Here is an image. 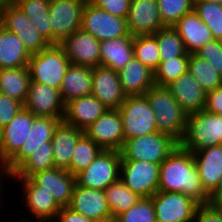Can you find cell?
<instances>
[{"instance_id": "obj_1", "label": "cell", "mask_w": 222, "mask_h": 222, "mask_svg": "<svg viewBox=\"0 0 222 222\" xmlns=\"http://www.w3.org/2000/svg\"><path fill=\"white\" fill-rule=\"evenodd\" d=\"M159 191L182 193L199 205L211 203L201 185L193 153L180 145L160 164Z\"/></svg>"}, {"instance_id": "obj_2", "label": "cell", "mask_w": 222, "mask_h": 222, "mask_svg": "<svg viewBox=\"0 0 222 222\" xmlns=\"http://www.w3.org/2000/svg\"><path fill=\"white\" fill-rule=\"evenodd\" d=\"M144 95L155 115L158 132L180 142L186 130L187 112L178 104L167 87L154 85Z\"/></svg>"}, {"instance_id": "obj_3", "label": "cell", "mask_w": 222, "mask_h": 222, "mask_svg": "<svg viewBox=\"0 0 222 222\" xmlns=\"http://www.w3.org/2000/svg\"><path fill=\"white\" fill-rule=\"evenodd\" d=\"M222 144V115L200 110L188 114L186 130L179 145L194 153Z\"/></svg>"}, {"instance_id": "obj_4", "label": "cell", "mask_w": 222, "mask_h": 222, "mask_svg": "<svg viewBox=\"0 0 222 222\" xmlns=\"http://www.w3.org/2000/svg\"><path fill=\"white\" fill-rule=\"evenodd\" d=\"M70 64L71 62L60 45H50L30 57L28 68L31 81L60 89Z\"/></svg>"}, {"instance_id": "obj_5", "label": "cell", "mask_w": 222, "mask_h": 222, "mask_svg": "<svg viewBox=\"0 0 222 222\" xmlns=\"http://www.w3.org/2000/svg\"><path fill=\"white\" fill-rule=\"evenodd\" d=\"M179 145L173 137L153 132L130 138L121 150V160H142L161 164Z\"/></svg>"}, {"instance_id": "obj_6", "label": "cell", "mask_w": 222, "mask_h": 222, "mask_svg": "<svg viewBox=\"0 0 222 222\" xmlns=\"http://www.w3.org/2000/svg\"><path fill=\"white\" fill-rule=\"evenodd\" d=\"M124 143L130 138L158 131L155 115L145 95L127 96L119 107Z\"/></svg>"}, {"instance_id": "obj_7", "label": "cell", "mask_w": 222, "mask_h": 222, "mask_svg": "<svg viewBox=\"0 0 222 222\" xmlns=\"http://www.w3.org/2000/svg\"><path fill=\"white\" fill-rule=\"evenodd\" d=\"M121 151L102 150L95 160L76 175V184L105 190L120 179Z\"/></svg>"}, {"instance_id": "obj_8", "label": "cell", "mask_w": 222, "mask_h": 222, "mask_svg": "<svg viewBox=\"0 0 222 222\" xmlns=\"http://www.w3.org/2000/svg\"><path fill=\"white\" fill-rule=\"evenodd\" d=\"M160 164L142 160H121L120 180L140 197L159 191Z\"/></svg>"}, {"instance_id": "obj_9", "label": "cell", "mask_w": 222, "mask_h": 222, "mask_svg": "<svg viewBox=\"0 0 222 222\" xmlns=\"http://www.w3.org/2000/svg\"><path fill=\"white\" fill-rule=\"evenodd\" d=\"M87 0H50L49 16L52 45H59L81 29L82 12Z\"/></svg>"}, {"instance_id": "obj_10", "label": "cell", "mask_w": 222, "mask_h": 222, "mask_svg": "<svg viewBox=\"0 0 222 222\" xmlns=\"http://www.w3.org/2000/svg\"><path fill=\"white\" fill-rule=\"evenodd\" d=\"M81 29L104 41L129 34L127 19L108 13L87 0L83 12Z\"/></svg>"}, {"instance_id": "obj_11", "label": "cell", "mask_w": 222, "mask_h": 222, "mask_svg": "<svg viewBox=\"0 0 222 222\" xmlns=\"http://www.w3.org/2000/svg\"><path fill=\"white\" fill-rule=\"evenodd\" d=\"M0 25L7 31L16 34L31 53L40 52L50 44L32 24V21L16 4L0 8Z\"/></svg>"}, {"instance_id": "obj_12", "label": "cell", "mask_w": 222, "mask_h": 222, "mask_svg": "<svg viewBox=\"0 0 222 222\" xmlns=\"http://www.w3.org/2000/svg\"><path fill=\"white\" fill-rule=\"evenodd\" d=\"M21 182L23 204L33 218H21V222H53L61 206L54 197L42 187L37 186L30 178H13ZM34 219V220H32ZM36 219V220H35Z\"/></svg>"}, {"instance_id": "obj_13", "label": "cell", "mask_w": 222, "mask_h": 222, "mask_svg": "<svg viewBox=\"0 0 222 222\" xmlns=\"http://www.w3.org/2000/svg\"><path fill=\"white\" fill-rule=\"evenodd\" d=\"M63 118L36 116L32 122L24 145L8 161V167L13 173L34 151L52 149V137L55 128Z\"/></svg>"}, {"instance_id": "obj_14", "label": "cell", "mask_w": 222, "mask_h": 222, "mask_svg": "<svg viewBox=\"0 0 222 222\" xmlns=\"http://www.w3.org/2000/svg\"><path fill=\"white\" fill-rule=\"evenodd\" d=\"M151 199L158 222H193L199 206L182 193L158 191Z\"/></svg>"}, {"instance_id": "obj_15", "label": "cell", "mask_w": 222, "mask_h": 222, "mask_svg": "<svg viewBox=\"0 0 222 222\" xmlns=\"http://www.w3.org/2000/svg\"><path fill=\"white\" fill-rule=\"evenodd\" d=\"M84 133L102 150L121 151L124 146L123 122L118 109H107Z\"/></svg>"}, {"instance_id": "obj_16", "label": "cell", "mask_w": 222, "mask_h": 222, "mask_svg": "<svg viewBox=\"0 0 222 222\" xmlns=\"http://www.w3.org/2000/svg\"><path fill=\"white\" fill-rule=\"evenodd\" d=\"M24 108L35 116L64 118L65 115L59 89L34 81H30Z\"/></svg>"}, {"instance_id": "obj_17", "label": "cell", "mask_w": 222, "mask_h": 222, "mask_svg": "<svg viewBox=\"0 0 222 222\" xmlns=\"http://www.w3.org/2000/svg\"><path fill=\"white\" fill-rule=\"evenodd\" d=\"M126 19L128 31L133 36L154 35L166 27L161 19L157 0H131Z\"/></svg>"}, {"instance_id": "obj_18", "label": "cell", "mask_w": 222, "mask_h": 222, "mask_svg": "<svg viewBox=\"0 0 222 222\" xmlns=\"http://www.w3.org/2000/svg\"><path fill=\"white\" fill-rule=\"evenodd\" d=\"M71 64L89 67L100 66V41L79 29L59 44Z\"/></svg>"}, {"instance_id": "obj_19", "label": "cell", "mask_w": 222, "mask_h": 222, "mask_svg": "<svg viewBox=\"0 0 222 222\" xmlns=\"http://www.w3.org/2000/svg\"><path fill=\"white\" fill-rule=\"evenodd\" d=\"M29 178L50 193L61 207L69 206L76 186V176L67 170L54 167L36 172Z\"/></svg>"}, {"instance_id": "obj_20", "label": "cell", "mask_w": 222, "mask_h": 222, "mask_svg": "<svg viewBox=\"0 0 222 222\" xmlns=\"http://www.w3.org/2000/svg\"><path fill=\"white\" fill-rule=\"evenodd\" d=\"M108 109H119L126 99L118 72L107 67H93L92 93Z\"/></svg>"}, {"instance_id": "obj_21", "label": "cell", "mask_w": 222, "mask_h": 222, "mask_svg": "<svg viewBox=\"0 0 222 222\" xmlns=\"http://www.w3.org/2000/svg\"><path fill=\"white\" fill-rule=\"evenodd\" d=\"M68 207L93 221L112 217L104 190L85 188L76 184Z\"/></svg>"}, {"instance_id": "obj_22", "label": "cell", "mask_w": 222, "mask_h": 222, "mask_svg": "<svg viewBox=\"0 0 222 222\" xmlns=\"http://www.w3.org/2000/svg\"><path fill=\"white\" fill-rule=\"evenodd\" d=\"M200 181L205 192L211 196L222 177V144L207 147L193 153Z\"/></svg>"}, {"instance_id": "obj_23", "label": "cell", "mask_w": 222, "mask_h": 222, "mask_svg": "<svg viewBox=\"0 0 222 222\" xmlns=\"http://www.w3.org/2000/svg\"><path fill=\"white\" fill-rule=\"evenodd\" d=\"M166 87L187 114L204 110L206 91L189 71Z\"/></svg>"}, {"instance_id": "obj_24", "label": "cell", "mask_w": 222, "mask_h": 222, "mask_svg": "<svg viewBox=\"0 0 222 222\" xmlns=\"http://www.w3.org/2000/svg\"><path fill=\"white\" fill-rule=\"evenodd\" d=\"M108 108L92 94L78 97L65 104L63 121L79 129H86L102 116Z\"/></svg>"}, {"instance_id": "obj_25", "label": "cell", "mask_w": 222, "mask_h": 222, "mask_svg": "<svg viewBox=\"0 0 222 222\" xmlns=\"http://www.w3.org/2000/svg\"><path fill=\"white\" fill-rule=\"evenodd\" d=\"M172 27L182 39L187 53H195L203 45L214 40L207 25L194 10L184 14Z\"/></svg>"}, {"instance_id": "obj_26", "label": "cell", "mask_w": 222, "mask_h": 222, "mask_svg": "<svg viewBox=\"0 0 222 222\" xmlns=\"http://www.w3.org/2000/svg\"><path fill=\"white\" fill-rule=\"evenodd\" d=\"M84 130L76 128L61 121L55 128L51 140L53 149V161L56 168L69 172L72 153Z\"/></svg>"}, {"instance_id": "obj_27", "label": "cell", "mask_w": 222, "mask_h": 222, "mask_svg": "<svg viewBox=\"0 0 222 222\" xmlns=\"http://www.w3.org/2000/svg\"><path fill=\"white\" fill-rule=\"evenodd\" d=\"M120 84L126 96L144 95L154 84V72L135 56L118 71Z\"/></svg>"}, {"instance_id": "obj_28", "label": "cell", "mask_w": 222, "mask_h": 222, "mask_svg": "<svg viewBox=\"0 0 222 222\" xmlns=\"http://www.w3.org/2000/svg\"><path fill=\"white\" fill-rule=\"evenodd\" d=\"M35 115L23 108L2 128L3 161H9L24 145Z\"/></svg>"}, {"instance_id": "obj_29", "label": "cell", "mask_w": 222, "mask_h": 222, "mask_svg": "<svg viewBox=\"0 0 222 222\" xmlns=\"http://www.w3.org/2000/svg\"><path fill=\"white\" fill-rule=\"evenodd\" d=\"M134 36L104 40L100 42V66L120 71L134 56Z\"/></svg>"}, {"instance_id": "obj_30", "label": "cell", "mask_w": 222, "mask_h": 222, "mask_svg": "<svg viewBox=\"0 0 222 222\" xmlns=\"http://www.w3.org/2000/svg\"><path fill=\"white\" fill-rule=\"evenodd\" d=\"M92 73V67L70 64L59 89L65 104L92 93Z\"/></svg>"}, {"instance_id": "obj_31", "label": "cell", "mask_w": 222, "mask_h": 222, "mask_svg": "<svg viewBox=\"0 0 222 222\" xmlns=\"http://www.w3.org/2000/svg\"><path fill=\"white\" fill-rule=\"evenodd\" d=\"M31 56L23 41L0 25V69L28 66Z\"/></svg>"}, {"instance_id": "obj_32", "label": "cell", "mask_w": 222, "mask_h": 222, "mask_svg": "<svg viewBox=\"0 0 222 222\" xmlns=\"http://www.w3.org/2000/svg\"><path fill=\"white\" fill-rule=\"evenodd\" d=\"M28 66L0 69V93L24 104L30 84Z\"/></svg>"}, {"instance_id": "obj_33", "label": "cell", "mask_w": 222, "mask_h": 222, "mask_svg": "<svg viewBox=\"0 0 222 222\" xmlns=\"http://www.w3.org/2000/svg\"><path fill=\"white\" fill-rule=\"evenodd\" d=\"M15 4L32 21L43 38L52 45L49 0H17Z\"/></svg>"}, {"instance_id": "obj_34", "label": "cell", "mask_w": 222, "mask_h": 222, "mask_svg": "<svg viewBox=\"0 0 222 222\" xmlns=\"http://www.w3.org/2000/svg\"><path fill=\"white\" fill-rule=\"evenodd\" d=\"M104 192L111 215L114 217L128 210L141 199L138 194L131 191L120 179L108 186Z\"/></svg>"}, {"instance_id": "obj_35", "label": "cell", "mask_w": 222, "mask_h": 222, "mask_svg": "<svg viewBox=\"0 0 222 222\" xmlns=\"http://www.w3.org/2000/svg\"><path fill=\"white\" fill-rule=\"evenodd\" d=\"M213 68L208 61L200 58L195 53L189 54L188 71L206 92L222 86V76Z\"/></svg>"}, {"instance_id": "obj_36", "label": "cell", "mask_w": 222, "mask_h": 222, "mask_svg": "<svg viewBox=\"0 0 222 222\" xmlns=\"http://www.w3.org/2000/svg\"><path fill=\"white\" fill-rule=\"evenodd\" d=\"M102 149L85 133L79 138L69 166V172L76 176L86 169L98 156Z\"/></svg>"}, {"instance_id": "obj_37", "label": "cell", "mask_w": 222, "mask_h": 222, "mask_svg": "<svg viewBox=\"0 0 222 222\" xmlns=\"http://www.w3.org/2000/svg\"><path fill=\"white\" fill-rule=\"evenodd\" d=\"M154 36L157 38L161 61L182 57L187 53L182 39L172 26L160 29Z\"/></svg>"}, {"instance_id": "obj_38", "label": "cell", "mask_w": 222, "mask_h": 222, "mask_svg": "<svg viewBox=\"0 0 222 222\" xmlns=\"http://www.w3.org/2000/svg\"><path fill=\"white\" fill-rule=\"evenodd\" d=\"M189 54L171 60L161 61L158 68L154 71V84L166 87L175 81L182 74L188 72Z\"/></svg>"}, {"instance_id": "obj_39", "label": "cell", "mask_w": 222, "mask_h": 222, "mask_svg": "<svg viewBox=\"0 0 222 222\" xmlns=\"http://www.w3.org/2000/svg\"><path fill=\"white\" fill-rule=\"evenodd\" d=\"M133 47L134 56L154 72L161 62L157 38L154 35L134 36Z\"/></svg>"}, {"instance_id": "obj_40", "label": "cell", "mask_w": 222, "mask_h": 222, "mask_svg": "<svg viewBox=\"0 0 222 222\" xmlns=\"http://www.w3.org/2000/svg\"><path fill=\"white\" fill-rule=\"evenodd\" d=\"M53 149L34 151L14 172L13 178H29L36 172L54 168Z\"/></svg>"}, {"instance_id": "obj_41", "label": "cell", "mask_w": 222, "mask_h": 222, "mask_svg": "<svg viewBox=\"0 0 222 222\" xmlns=\"http://www.w3.org/2000/svg\"><path fill=\"white\" fill-rule=\"evenodd\" d=\"M193 10L207 25L216 40H222V4L194 1Z\"/></svg>"}, {"instance_id": "obj_42", "label": "cell", "mask_w": 222, "mask_h": 222, "mask_svg": "<svg viewBox=\"0 0 222 222\" xmlns=\"http://www.w3.org/2000/svg\"><path fill=\"white\" fill-rule=\"evenodd\" d=\"M157 3L163 24L170 27L194 7V0H157Z\"/></svg>"}, {"instance_id": "obj_43", "label": "cell", "mask_w": 222, "mask_h": 222, "mask_svg": "<svg viewBox=\"0 0 222 222\" xmlns=\"http://www.w3.org/2000/svg\"><path fill=\"white\" fill-rule=\"evenodd\" d=\"M119 222H155L156 213L151 197L141 199L117 216Z\"/></svg>"}, {"instance_id": "obj_44", "label": "cell", "mask_w": 222, "mask_h": 222, "mask_svg": "<svg viewBox=\"0 0 222 222\" xmlns=\"http://www.w3.org/2000/svg\"><path fill=\"white\" fill-rule=\"evenodd\" d=\"M195 54L208 61L222 76V40L214 39L206 43Z\"/></svg>"}, {"instance_id": "obj_45", "label": "cell", "mask_w": 222, "mask_h": 222, "mask_svg": "<svg viewBox=\"0 0 222 222\" xmlns=\"http://www.w3.org/2000/svg\"><path fill=\"white\" fill-rule=\"evenodd\" d=\"M23 108L22 102L0 93V127L6 126Z\"/></svg>"}, {"instance_id": "obj_46", "label": "cell", "mask_w": 222, "mask_h": 222, "mask_svg": "<svg viewBox=\"0 0 222 222\" xmlns=\"http://www.w3.org/2000/svg\"><path fill=\"white\" fill-rule=\"evenodd\" d=\"M96 7L104 9L110 14L127 18L131 0H89Z\"/></svg>"}, {"instance_id": "obj_47", "label": "cell", "mask_w": 222, "mask_h": 222, "mask_svg": "<svg viewBox=\"0 0 222 222\" xmlns=\"http://www.w3.org/2000/svg\"><path fill=\"white\" fill-rule=\"evenodd\" d=\"M193 222H222L220 210L212 203L199 205Z\"/></svg>"}, {"instance_id": "obj_48", "label": "cell", "mask_w": 222, "mask_h": 222, "mask_svg": "<svg viewBox=\"0 0 222 222\" xmlns=\"http://www.w3.org/2000/svg\"><path fill=\"white\" fill-rule=\"evenodd\" d=\"M204 110L222 115V86L206 92V103Z\"/></svg>"}, {"instance_id": "obj_49", "label": "cell", "mask_w": 222, "mask_h": 222, "mask_svg": "<svg viewBox=\"0 0 222 222\" xmlns=\"http://www.w3.org/2000/svg\"><path fill=\"white\" fill-rule=\"evenodd\" d=\"M54 222H94L92 219L79 214L78 212L73 211L71 208L62 207L61 210L57 213Z\"/></svg>"}, {"instance_id": "obj_50", "label": "cell", "mask_w": 222, "mask_h": 222, "mask_svg": "<svg viewBox=\"0 0 222 222\" xmlns=\"http://www.w3.org/2000/svg\"><path fill=\"white\" fill-rule=\"evenodd\" d=\"M7 177L10 181L13 179V173L10 171L8 167V161L0 160V193L4 192L2 189L4 188V179ZM3 182V184H2Z\"/></svg>"}, {"instance_id": "obj_51", "label": "cell", "mask_w": 222, "mask_h": 222, "mask_svg": "<svg viewBox=\"0 0 222 222\" xmlns=\"http://www.w3.org/2000/svg\"><path fill=\"white\" fill-rule=\"evenodd\" d=\"M211 203L222 202V177L217 190L210 196Z\"/></svg>"}, {"instance_id": "obj_52", "label": "cell", "mask_w": 222, "mask_h": 222, "mask_svg": "<svg viewBox=\"0 0 222 222\" xmlns=\"http://www.w3.org/2000/svg\"><path fill=\"white\" fill-rule=\"evenodd\" d=\"M0 160L3 161V136H2L1 127H0Z\"/></svg>"}, {"instance_id": "obj_53", "label": "cell", "mask_w": 222, "mask_h": 222, "mask_svg": "<svg viewBox=\"0 0 222 222\" xmlns=\"http://www.w3.org/2000/svg\"><path fill=\"white\" fill-rule=\"evenodd\" d=\"M17 0H0V8L7 6V5H11V4H15Z\"/></svg>"}, {"instance_id": "obj_54", "label": "cell", "mask_w": 222, "mask_h": 222, "mask_svg": "<svg viewBox=\"0 0 222 222\" xmlns=\"http://www.w3.org/2000/svg\"><path fill=\"white\" fill-rule=\"evenodd\" d=\"M94 222H119V220L117 217L112 216L110 218H107L104 220H98V221H94Z\"/></svg>"}, {"instance_id": "obj_55", "label": "cell", "mask_w": 222, "mask_h": 222, "mask_svg": "<svg viewBox=\"0 0 222 222\" xmlns=\"http://www.w3.org/2000/svg\"><path fill=\"white\" fill-rule=\"evenodd\" d=\"M194 1H205V2H212V3L222 4V0H194Z\"/></svg>"}, {"instance_id": "obj_56", "label": "cell", "mask_w": 222, "mask_h": 222, "mask_svg": "<svg viewBox=\"0 0 222 222\" xmlns=\"http://www.w3.org/2000/svg\"><path fill=\"white\" fill-rule=\"evenodd\" d=\"M212 204H214L220 210V212L222 214V202H220V203H212Z\"/></svg>"}]
</instances>
